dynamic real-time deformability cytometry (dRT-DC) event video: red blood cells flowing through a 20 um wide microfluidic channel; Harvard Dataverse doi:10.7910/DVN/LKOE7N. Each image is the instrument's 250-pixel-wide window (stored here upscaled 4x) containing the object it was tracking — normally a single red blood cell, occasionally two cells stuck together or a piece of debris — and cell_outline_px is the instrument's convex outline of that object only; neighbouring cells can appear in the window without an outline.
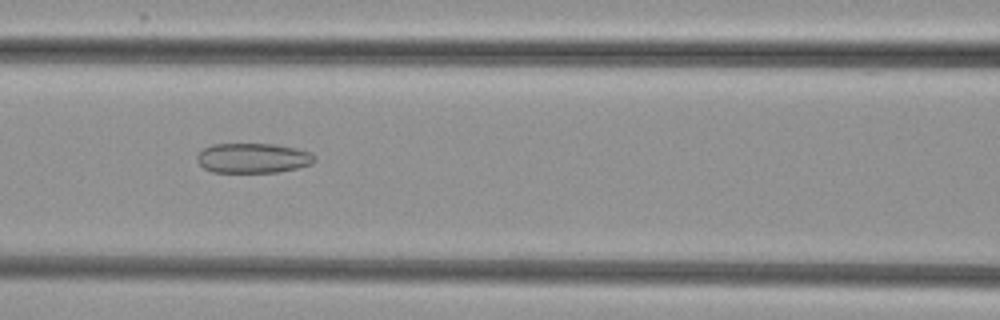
{"species": "common noctule bat (a hibernating species)", "species_latin": "Nyctalus noctula", "temperature_condition": "cold", "stored_images_in_passage": 55, "camera_frame_rate_fps": 3000, "um_per_image_px": 0.085, "animal": {"sex": "female", "body_mass_g": 29.2, "forearm_length_mm": 56.3}, "frame": {"image": 1, "passage_image": 25, "time_ms": 8.0, "image_size_px": [1000, 320], "cell_outline_px": [[316, 160], [312, 164], [296, 168], [276, 172], [212, 172], [204, 168], [196, 160], [196, 156], [204, 148], [212, 144], [272, 144], [296, 148], [312, 152], [316, 156]], "centroid_in_image_um": [21.52, 13.43], "position_along_channel_um": 145.1, "area_um2": 20.52}}
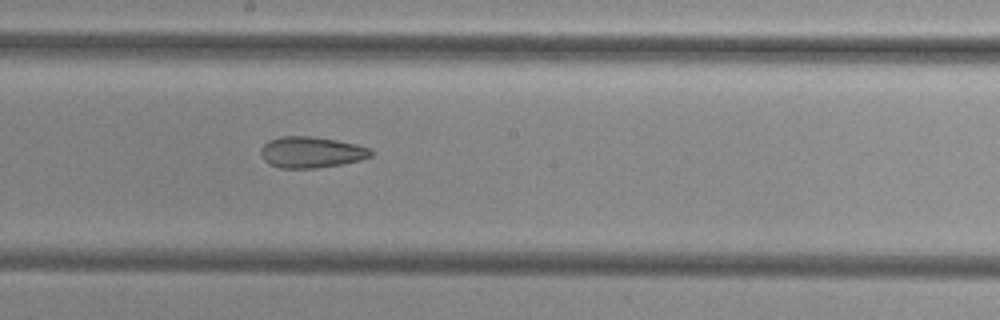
{"frame": {"image": 2, "passage_image": 31, "time_ms": 10.0, "image_size_px": [1000, 320], "cell_outline_px": [[372, 156], [360, 160], [340, 164], [316, 168], [280, 168], [268, 164], [264, 160], [260, 152], [260, 148], [268, 140], [280, 136], [312, 136], [336, 140], [356, 144], [372, 148]], "centroid_in_image_um": [26.44, 12.93], "position_along_channel_um": 221.8, "area_um2": 20.11}}
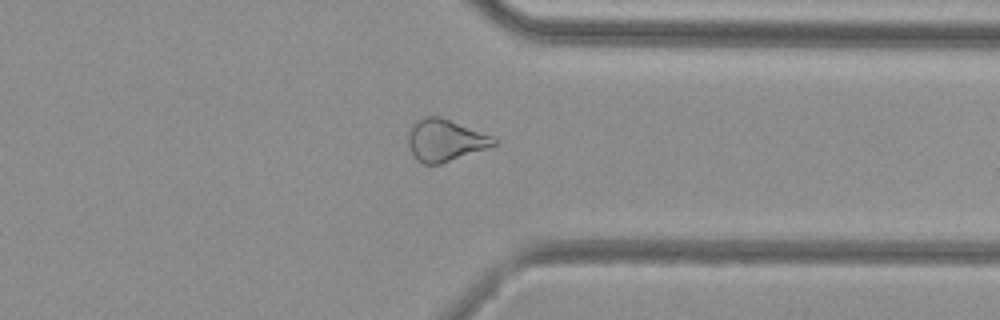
{"frame": {"image": 3, "passage_image": 43, "time_ms": 14.0, "image_size_px": [1000, 320], "cell_outline_px": [[496, 144], [440, 164], [424, 164], [416, 160], [408, 144], [408, 128], [416, 120], [424, 116], [440, 116], [492, 136], [496, 140]], "centroid_in_image_um": [37.76, 11.9], "position_along_channel_um": 373.6, "area_um2": 20.69}, "authors_computed_cell_mechanics": {"area_um2": 23.7558, "velocity_mm_per_s": 3.8368, "shape_relaxation_time_tau1_ms": null, "shape_relaxation_time_tau2_ms": 6.2467, "deformation_change_tau1": null, "deformation_change_tau2": 0.1511}}